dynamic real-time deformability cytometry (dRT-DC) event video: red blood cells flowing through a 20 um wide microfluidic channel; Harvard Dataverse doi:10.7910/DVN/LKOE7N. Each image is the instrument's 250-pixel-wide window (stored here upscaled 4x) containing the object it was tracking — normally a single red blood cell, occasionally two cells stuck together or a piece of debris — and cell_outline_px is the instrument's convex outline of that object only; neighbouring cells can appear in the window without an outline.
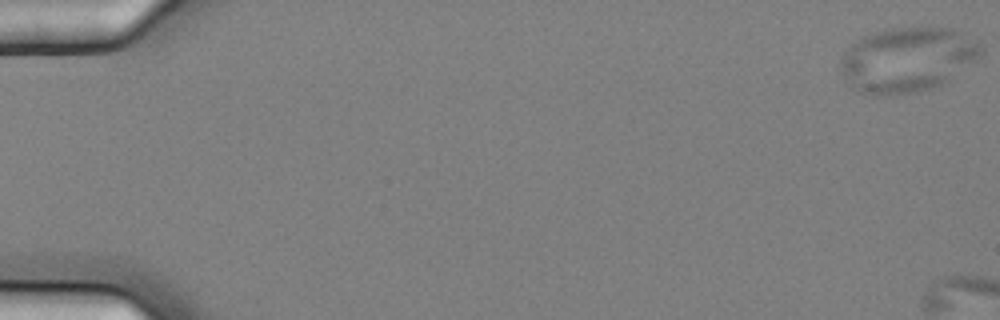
{"species": "common noctule bat (a hibernating species)", "species_latin": "Nyctalus noctula", "temperature_condition": "cold", "stored_images_in_passage": 10, "camera_frame_rate_fps": 3000, "um_per_image_px": 0.085, "animal": {"sex": "female", "body_mass_g": 25.1}, "frame": {"image": 1, "passage_image": 1, "time_ms": 0.0, "image_size_px": [1000, 320], "cell_outline_px": [[984, 52], [980, 56], [948, 80], [940, 84], [916, 92], [880, 96], [872, 96], [860, 92], [852, 88], [840, 72], [840, 60], [844, 52], [860, 36], [884, 28], [952, 28], [984, 48]], "centroid_in_image_um": [77.03, 5.07], "position_along_channel_um": 8.0, "area_um2": 52.77}}